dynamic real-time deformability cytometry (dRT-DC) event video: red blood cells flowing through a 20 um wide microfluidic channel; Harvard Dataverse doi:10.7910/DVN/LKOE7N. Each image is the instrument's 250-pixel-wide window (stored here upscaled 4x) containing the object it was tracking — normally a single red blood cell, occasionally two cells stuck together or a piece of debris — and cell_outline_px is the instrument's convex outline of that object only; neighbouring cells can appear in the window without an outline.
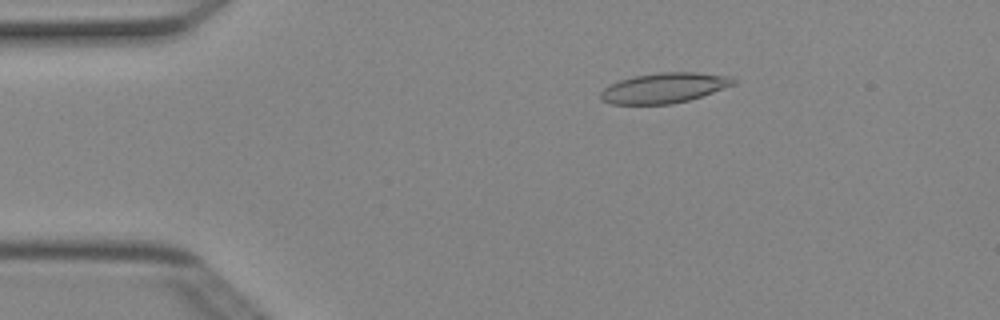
{"species": "Egyptian fruit bat (a non-hibernating species)", "species_latin": "Rousettus aegyptiacus", "temperature_condition": "cold", "stored_images_in_passage": 4, "camera_frame_rate_fps": 3000, "um_per_image_px": 0.085, "animal": {"sex": "female"}, "frame": {"image": 1, "passage_image": 1, "time_ms": 0.0, "image_size_px": [1000, 320], "cell_outline_px": [[736, 84], [688, 100], [672, 104], [612, 104], [600, 100], [600, 92], [604, 88], [620, 80], [632, 76], [660, 72], [696, 72], [732, 76], [736, 80]], "centroid_in_image_um": [56.45, 7.46], "position_along_channel_um": 28.5, "area_um2": 23.35}}
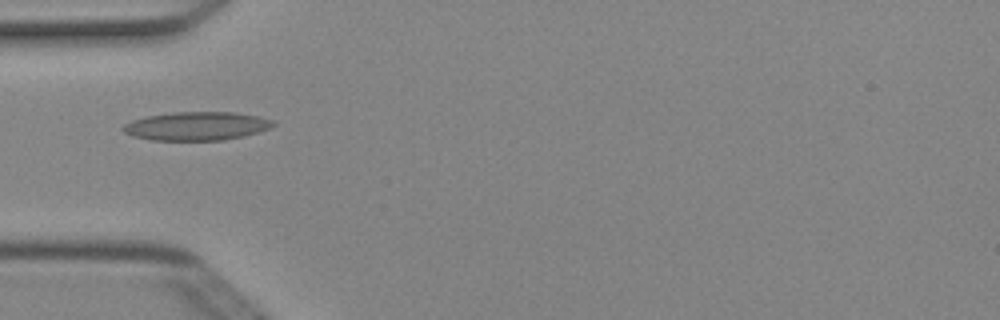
{"frame": {"image": 2, "passage_image": 3, "time_ms": 0.667, "image_size_px": [1000, 320], "cell_outline_px": [[276, 124], [268, 128], [244, 136], [224, 140], [152, 140], [132, 136], [124, 132], [120, 128], [124, 124], [132, 120], [148, 116], [172, 112], [232, 112], [256, 116], [272, 120]], "centroid_in_image_um": [16.66, 10.72], "position_along_channel_um": 68.3, "area_um2": 24.8}}
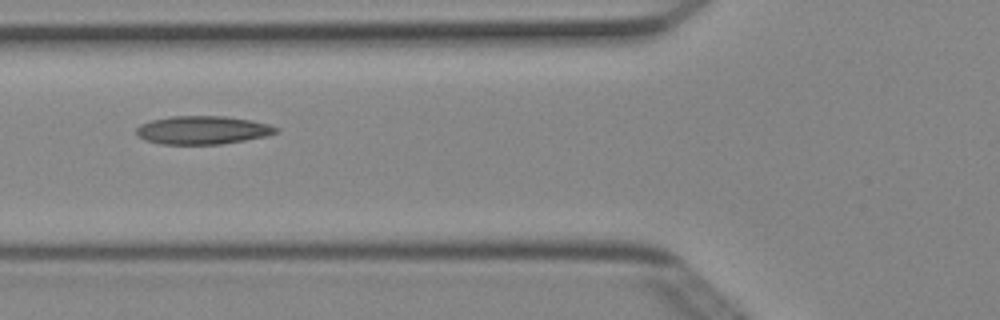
{"frame": {"image": 3, "passage_image": 4, "time_ms": 1.0, "image_size_px": [1000, 320], "cell_outline_px": [[280, 132], [264, 136], [244, 140], [220, 144], [160, 144], [144, 140], [136, 132], [136, 128], [140, 124], [152, 120], [172, 116], [224, 116], [248, 120], [268, 124], [280, 128]], "centroid_in_image_um": [17.21, 11.06], "position_along_channel_um": 108.6, "area_um2": 22.89}}